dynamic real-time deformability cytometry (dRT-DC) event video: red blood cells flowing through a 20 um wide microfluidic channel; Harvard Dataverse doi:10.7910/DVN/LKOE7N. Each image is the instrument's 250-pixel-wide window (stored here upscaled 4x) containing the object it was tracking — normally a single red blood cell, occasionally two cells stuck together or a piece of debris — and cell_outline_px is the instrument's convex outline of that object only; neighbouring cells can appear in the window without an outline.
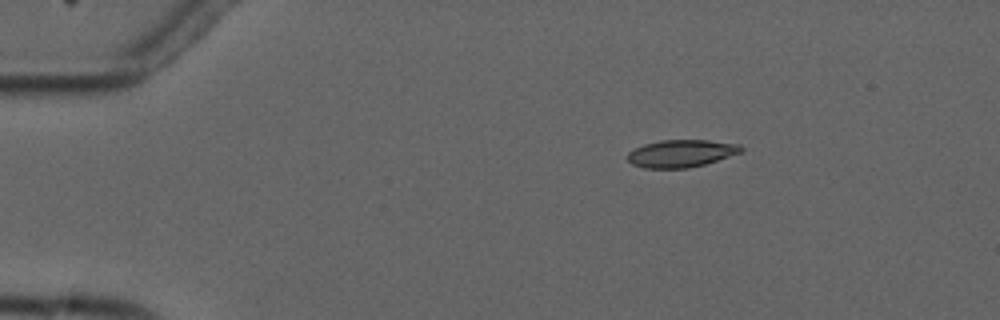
{"species": "common noctule bat (a hibernating species)", "species_latin": "Nyctalus noctula", "temperature_condition": "cold", "stored_images_in_passage": 5, "camera_frame_rate_fps": 3000, "um_per_image_px": 0.085, "animal": {"sex": "male", "forearm_length_mm": 52.5}, "frame": {"image": 1, "passage_image": 3, "time_ms": 2.333, "image_size_px": [1000, 320], "cell_outline_px": [[744, 148], [740, 152], [704, 164], [688, 168], [644, 168], [632, 164], [628, 160], [628, 152], [644, 144], [660, 140], [708, 140], [740, 144]], "centroid_in_image_um": [57.88, 13.03], "position_along_channel_um": 27.1, "area_um2": 17.98}}